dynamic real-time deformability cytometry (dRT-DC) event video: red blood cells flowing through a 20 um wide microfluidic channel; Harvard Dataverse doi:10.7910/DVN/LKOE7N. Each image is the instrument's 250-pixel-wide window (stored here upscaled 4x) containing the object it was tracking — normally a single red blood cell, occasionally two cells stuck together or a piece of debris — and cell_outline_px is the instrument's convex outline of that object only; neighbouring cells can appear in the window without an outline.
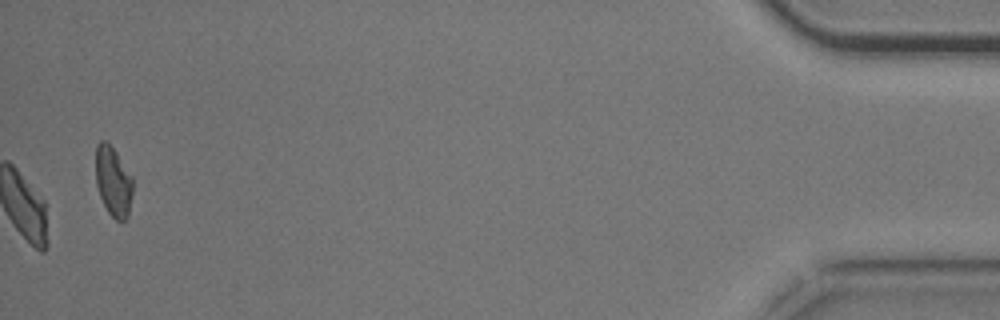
{"species": "common noctule bat (a hibernating species)", "species_latin": "Nyctalus noctula", "temperature_condition": "cold", "stored_images_in_passage": 39, "camera_frame_rate_fps": 3000, "um_per_image_px": 0.085, "animal": {"sex": "male", "body_mass_g": 20.5, "forearm_length_mm": 52.5}, "frame": {"image": 1, "passage_image": 39, "time_ms": 12.667, "image_size_px": [1000, 320], "cell_outline_px": [[132, 192], [128, 216], [124, 220], [116, 220], [108, 212], [100, 196], [96, 184], [96, 144], [100, 140], [104, 140], [116, 152], [132, 176]], "centroid_in_image_um": [9.61, 15.42], "position_along_channel_um": 425.6, "area_um2": 14.91}, "authors_computed_cell_mechanics": {"area_um2": 20.1722, "velocity_mm_per_s": 3.6501, "shape_relaxation_time_tau1_ms": 2.3544, "shape_relaxation_time_tau2_ms": 5.3719, "deformation_change_tau1": 0.0898, "deformation_change_tau2": 0.1063}}